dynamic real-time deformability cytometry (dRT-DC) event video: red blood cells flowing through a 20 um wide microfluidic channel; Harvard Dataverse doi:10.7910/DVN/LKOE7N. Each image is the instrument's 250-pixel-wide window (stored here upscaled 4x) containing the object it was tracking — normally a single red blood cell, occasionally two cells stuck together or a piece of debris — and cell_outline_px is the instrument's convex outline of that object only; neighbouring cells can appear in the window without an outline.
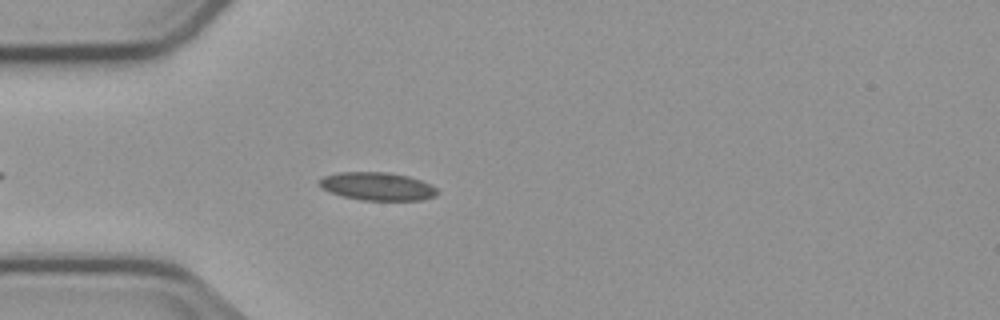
{"species": "common noctule bat (a hibernating species)", "species_latin": "Nyctalus noctula", "temperature_condition": "cold", "stored_images_in_passage": 4, "camera_frame_rate_fps": 3000, "um_per_image_px": 0.085, "animal": {"sex": "male", "body_mass_g": 23.1, "forearm_length_mm": 52.7}, "frame": {"image": 1, "passage_image": 4, "time_ms": 3.667, "image_size_px": [1000, 320], "cell_outline_px": [[440, 192], [436, 196], [420, 200], [360, 200], [344, 196], [332, 192], [324, 188], [320, 184], [320, 180], [324, 176], [340, 172], [388, 172], [408, 176], [432, 184]], "centroid_in_image_um": [32.15, 15.84], "position_along_channel_um": 52.8, "area_um2": 19.13}}